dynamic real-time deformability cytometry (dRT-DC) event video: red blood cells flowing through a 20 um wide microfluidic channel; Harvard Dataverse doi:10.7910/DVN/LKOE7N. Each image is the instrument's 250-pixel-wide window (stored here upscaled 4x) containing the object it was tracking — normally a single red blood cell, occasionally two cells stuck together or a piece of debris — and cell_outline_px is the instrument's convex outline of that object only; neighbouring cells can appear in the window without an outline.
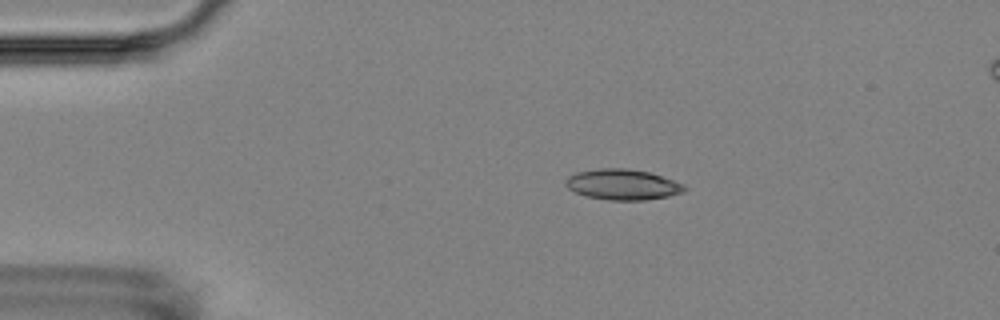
{"species": "Egyptian fruit bat (a non-hibernating species)", "species_latin": "Rousettus aegyptiacus", "temperature_condition": "room temperature", "stored_images_in_passage": 3, "segment_of_instrument_passage": [1, 2], "camera_frame_rate_fps": 3000, "um_per_image_px": 0.085, "animal": {"sex": "female"}, "frame": {"image": 1, "passage_image": 1, "time_ms": 0.0, "image_size_px": [1000, 320], "cell_outline_px": [[688, 188], [684, 192], [668, 196], [644, 200], [608, 200], [588, 196], [576, 192], [568, 188], [564, 184], [564, 180], [568, 176], [576, 172], [596, 168], [628, 168], [648, 172], [684, 184]], "centroid_in_image_um": [52.9, 15.67], "position_along_channel_um": 32.1, "area_um2": 21.21}}